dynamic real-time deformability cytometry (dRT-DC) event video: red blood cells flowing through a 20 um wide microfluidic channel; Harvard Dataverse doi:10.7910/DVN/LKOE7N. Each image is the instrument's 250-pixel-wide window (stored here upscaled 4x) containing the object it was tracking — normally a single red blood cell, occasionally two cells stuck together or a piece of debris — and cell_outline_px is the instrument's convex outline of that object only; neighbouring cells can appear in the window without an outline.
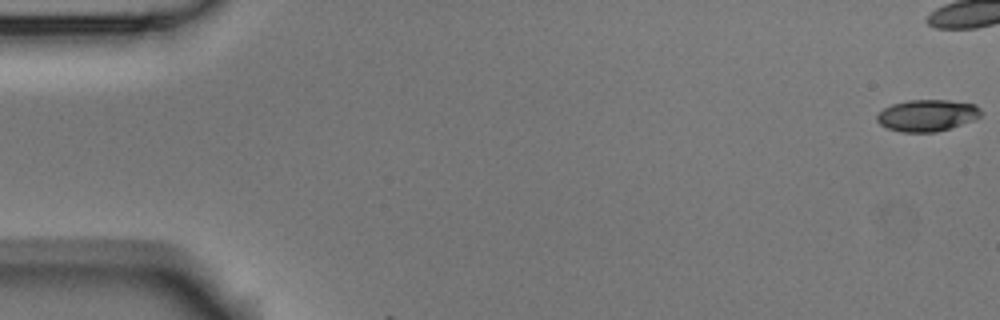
{"species": "Egyptian fruit bat (a non-hibernating species)", "species_latin": "Rousettus aegyptiacus", "temperature_condition": "room temperature", "stored_images_in_passage": 4, "camera_frame_rate_fps": 3000, "um_per_image_px": 0.085, "animal": {"sex": "male"}, "frame": {"image": 1, "passage_image": 1, "time_ms": 0.0, "image_size_px": [1000, 320], "cell_outline_px": [[980, 116], [972, 120], [936, 132], [900, 132], [888, 128], [880, 124], [876, 120], [876, 116], [884, 108], [892, 104], [908, 100], [948, 100], [976, 104], [980, 108]], "centroid_in_image_um": [78.78, 9.8], "position_along_channel_um": 6.2, "area_um2": 19.02}}